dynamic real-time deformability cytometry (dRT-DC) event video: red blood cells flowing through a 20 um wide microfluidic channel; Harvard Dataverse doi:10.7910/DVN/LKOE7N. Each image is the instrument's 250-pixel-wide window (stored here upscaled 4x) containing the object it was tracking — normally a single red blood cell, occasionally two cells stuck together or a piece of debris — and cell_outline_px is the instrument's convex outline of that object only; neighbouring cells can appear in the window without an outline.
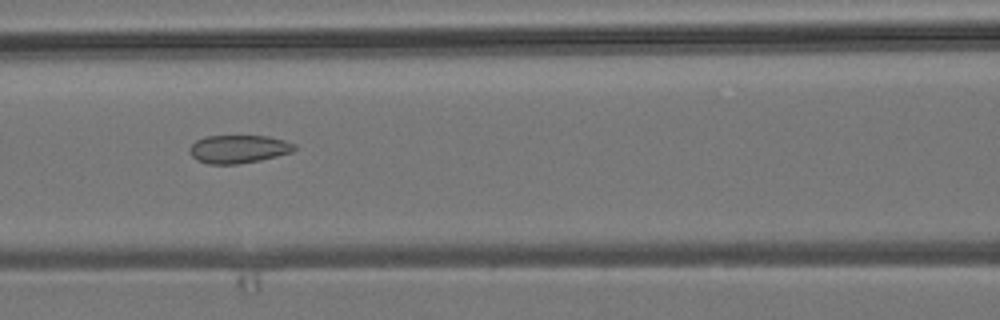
{"species": "common noctule bat (a hibernating species)", "species_latin": "Nyctalus noctula", "temperature_condition": "room temperature", "stored_images_in_passage": 5, "camera_frame_rate_fps": 3000, "um_per_image_px": 0.085, "animal": {"sex": "male", "body_mass_g": 19.2, "forearm_length_mm": 51.8}, "frame": {"image": 1, "passage_image": 5, "time_ms": 4.333, "image_size_px": [1000, 320], "cell_outline_px": [[296, 148], [292, 152], [260, 160], [236, 164], [208, 164], [196, 160], [188, 152], [188, 148], [196, 140], [204, 136], [268, 136], [284, 140], [296, 144]], "centroid_in_image_um": [20.24, 12.67], "position_along_channel_um": 146.4, "area_um2": 17.28}}